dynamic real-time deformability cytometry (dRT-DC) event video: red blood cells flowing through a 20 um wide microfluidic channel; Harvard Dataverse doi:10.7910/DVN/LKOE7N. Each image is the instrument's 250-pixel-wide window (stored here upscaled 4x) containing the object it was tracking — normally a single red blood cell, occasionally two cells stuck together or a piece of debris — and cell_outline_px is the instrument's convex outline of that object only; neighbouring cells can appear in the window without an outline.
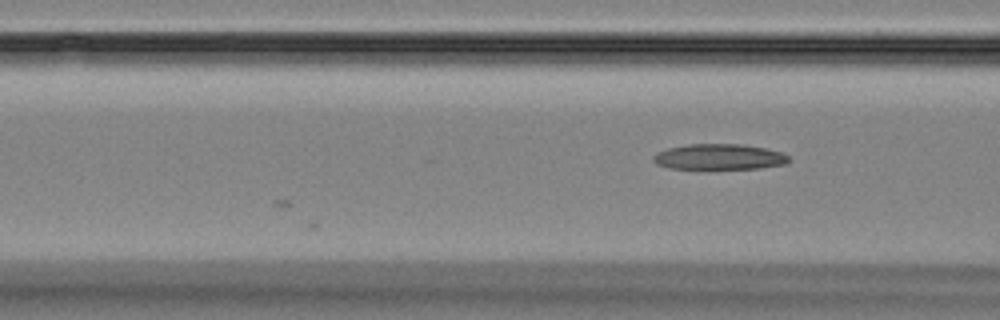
{"species": "Egyptian fruit bat (a non-hibernating species)", "species_latin": "Rousettus aegyptiacus", "temperature_condition": "room temperature", "stored_images_in_passage": 6, "camera_frame_rate_fps": 3000, "um_per_image_px": 0.085, "animal": {"sex": "female"}, "frame": {"image": 1, "passage_image": 6, "time_ms": 5.667, "image_size_px": [1000, 320], "cell_outline_px": [[792, 160], [788, 164], [760, 168], [668, 168], [656, 164], [652, 160], [652, 156], [668, 148], [688, 144], [744, 144], [764, 148], [780, 152], [788, 156]], "centroid_in_image_um": [61.16, 13.33], "position_along_channel_um": 105.4, "area_um2": 20.17}}